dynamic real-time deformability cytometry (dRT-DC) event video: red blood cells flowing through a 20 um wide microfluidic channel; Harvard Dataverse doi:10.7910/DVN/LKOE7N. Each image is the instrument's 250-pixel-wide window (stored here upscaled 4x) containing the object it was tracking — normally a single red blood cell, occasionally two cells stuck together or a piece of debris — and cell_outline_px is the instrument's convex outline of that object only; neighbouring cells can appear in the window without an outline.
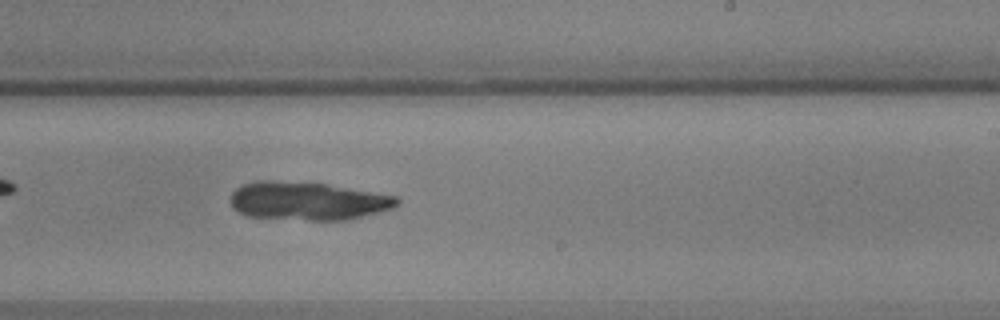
{"species": "common noctule bat (a hibernating species)", "species_latin": "Nyctalus noctula", "temperature_condition": "warm", "stored_images_in_passage": 45, "camera_frame_rate_fps": 3000, "um_per_image_px": 0.085, "animal": {"sex": "male", "body_mass_g": 17.9, "forearm_length_mm": 54.2}, "frame": {"image": 1, "passage_image": 29, "time_ms": 9.333, "image_size_px": [1000, 320], "cell_outline_px": [[400, 204], [392, 208], [380, 212], [348, 220], [308, 220], [248, 216], [236, 212], [232, 208], [232, 192], [236, 188], [244, 184], [256, 180], [272, 180], [328, 184], [396, 196], [400, 200]], "centroid_in_image_um": [26.16, 17.08], "position_along_channel_um": 262.8, "area_um2": 37.22}}
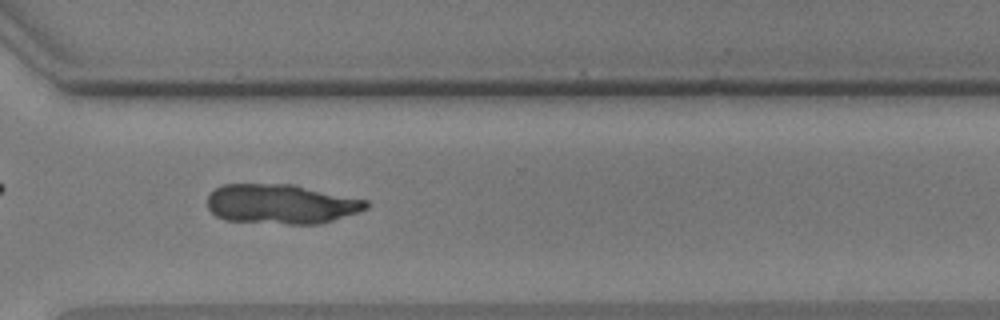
{"frame": {"image": 2, "passage_image": 36, "time_ms": 11.667, "image_size_px": [1000, 320], "cell_outline_px": [[368, 208], [320, 224], [288, 224], [224, 220], [216, 216], [208, 208], [208, 196], [216, 188], [224, 184], [296, 184], [368, 200]], "centroid_in_image_um": [23.9, 17.33], "position_along_channel_um": 346.7, "area_um2": 36.76}}